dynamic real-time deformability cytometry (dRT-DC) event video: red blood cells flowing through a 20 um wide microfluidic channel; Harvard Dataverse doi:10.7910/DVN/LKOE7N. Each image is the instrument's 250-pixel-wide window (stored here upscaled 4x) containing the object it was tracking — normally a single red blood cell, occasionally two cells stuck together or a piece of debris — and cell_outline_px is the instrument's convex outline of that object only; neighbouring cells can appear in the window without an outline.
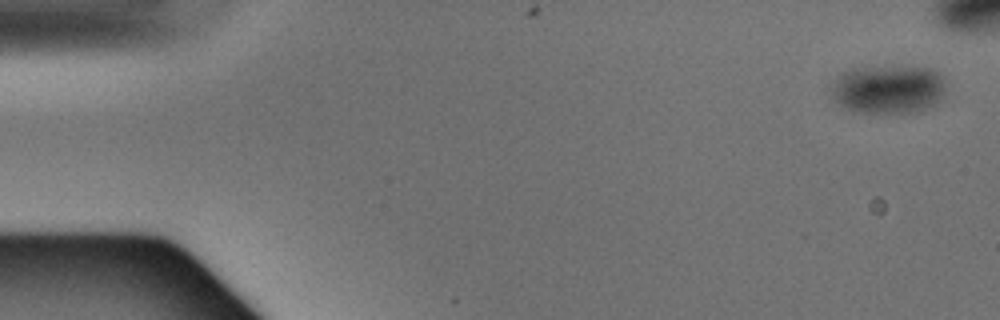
{"species": "Egyptian fruit bat (a non-hibernating species)", "species_latin": "Rousettus aegyptiacus", "temperature_condition": "warm", "stored_images_in_passage": 6, "camera_frame_rate_fps": 3000, "um_per_image_px": 0.085, "animal": {"sex": "male"}, "frame": {"image": 1, "passage_image": 1, "time_ms": 0.0, "image_size_px": [1000, 320], "cell_outline_px": [[944, 100], [920, 112], [860, 112], [844, 108], [828, 92], [828, 84], [840, 72], [852, 68], [892, 64], [928, 68], [944, 76]], "centroid_in_image_um": [75.47, 7.54], "position_along_channel_um": 9.5, "area_um2": 33.81}}
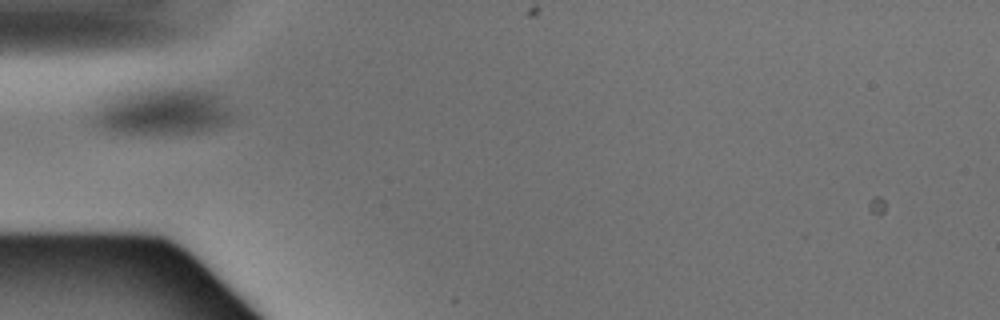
{"frame": {"image": 2, "passage_image": 5, "time_ms": 1.333, "image_size_px": [1000, 320], "cell_outline_px": [[236, 116], [228, 124], [220, 128], [208, 132], [116, 132], [100, 128], [92, 120], [92, 100], [108, 92], [124, 88], [204, 88], [216, 92], [232, 108]], "centroid_in_image_um": [13.72, 9.39], "position_along_channel_um": 71.3, "area_um2": 40.46}}
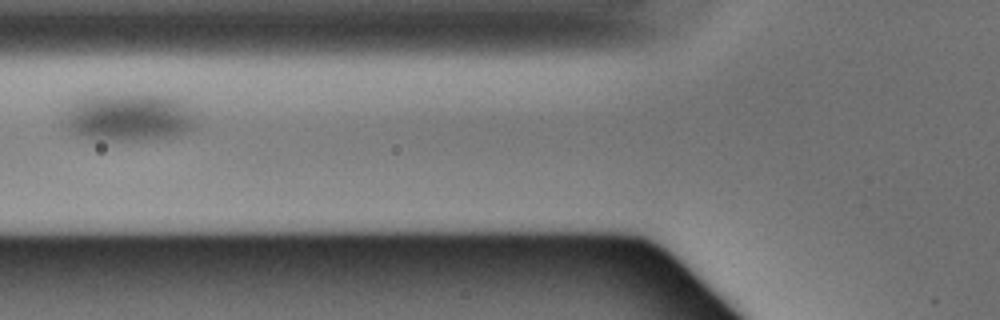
{"frame": {"image": 3, "passage_image": 6, "time_ms": 1.667, "image_size_px": [1000, 320], "cell_outline_px": [[196, 128], [176, 136], [148, 140], [108, 140], [80, 136], [72, 132], [60, 120], [68, 104], [72, 100], [84, 96], [108, 92], [124, 92], [176, 96], [188, 104], [196, 124]], "centroid_in_image_um": [10.91, 9.9], "position_along_channel_um": 114.9, "area_um2": 38.61}}